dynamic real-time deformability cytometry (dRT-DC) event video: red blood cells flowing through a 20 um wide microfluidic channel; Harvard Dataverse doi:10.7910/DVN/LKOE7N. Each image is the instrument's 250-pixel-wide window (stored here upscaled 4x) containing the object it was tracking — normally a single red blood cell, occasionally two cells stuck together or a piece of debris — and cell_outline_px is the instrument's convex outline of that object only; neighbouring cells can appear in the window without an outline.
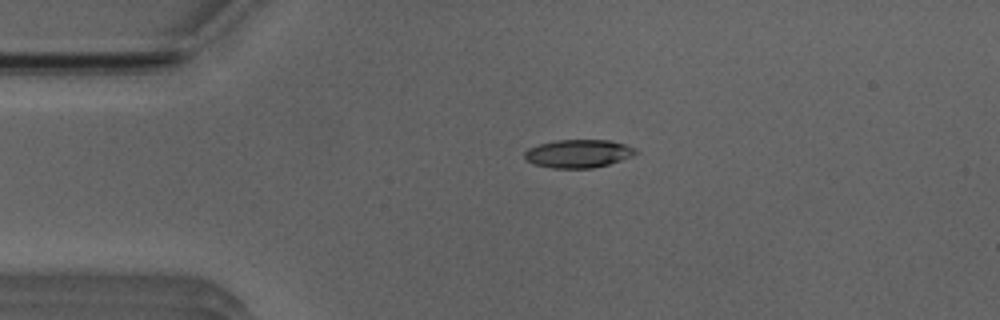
{"species": "Egyptian fruit bat (a non-hibernating species)", "species_latin": "Rousettus aegyptiacus", "temperature_condition": "room temperature", "stored_images_in_passage": 42, "camera_frame_rate_fps": 3000, "um_per_image_px": 0.085, "animal": {"sex": "male"}, "frame": {"image": 1, "passage_image": 1, "time_ms": 0.0, "image_size_px": [1000, 320], "cell_outline_px": [[640, 152], [632, 156], [608, 164], [592, 168], [552, 168], [532, 164], [524, 160], [524, 152], [528, 148], [540, 144], [556, 140], [612, 140], [636, 148]], "centroid_in_image_um": [49.14, 13.05], "position_along_channel_um": 35.9, "area_um2": 18.38}}
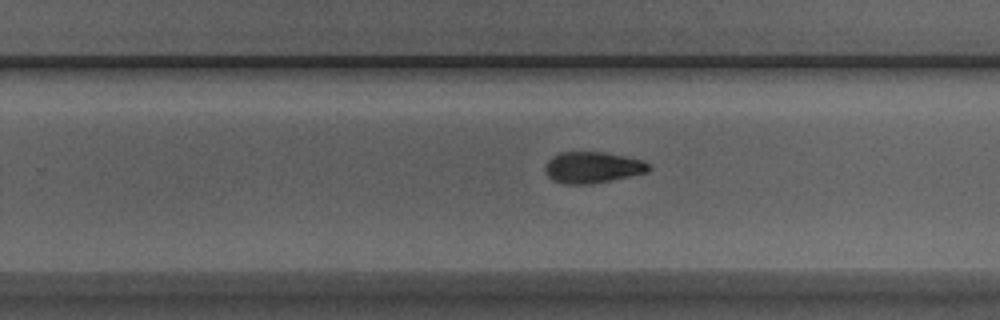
{"frame": {"image": 2, "passage_image": 22, "time_ms": 7.0, "image_size_px": [1000, 320], "cell_outline_px": [[652, 168], [648, 172], [588, 184], [564, 184], [552, 180], [544, 172], [544, 168], [548, 160], [552, 156], [560, 152], [604, 152], [644, 160], [652, 164]], "centroid_in_image_um": [50.36, 14.22], "position_along_channel_um": 279.4, "area_um2": 18.96}}
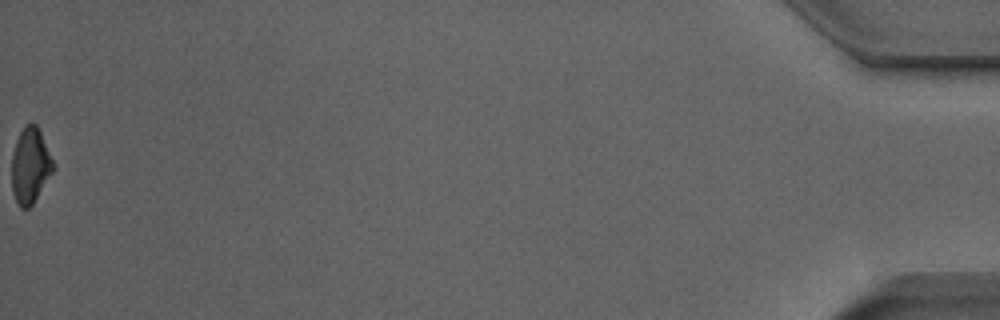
{"frame": {"image": 3, "passage_image": 42, "time_ms": 13.667, "image_size_px": [1000, 320], "cell_outline_px": [[56, 168], [32, 204], [28, 208], [20, 208], [12, 192], [12, 152], [16, 140], [20, 132], [28, 124], [36, 124], [40, 132]], "centroid_in_image_um": [2.57, 14.1], "position_along_channel_um": 432.6, "area_um2": 18.03}, "authors_computed_cell_mechanics": {"area_um2": 18.8428, "velocity_mm_per_s": 3.9474, "shape_relaxation_time_tau1_ms": 4.7651, "shape_relaxation_time_tau2_ms": 3.5871, "deformation_change_tau1": 0.1401, "deformation_change_tau2": 0.1074}}